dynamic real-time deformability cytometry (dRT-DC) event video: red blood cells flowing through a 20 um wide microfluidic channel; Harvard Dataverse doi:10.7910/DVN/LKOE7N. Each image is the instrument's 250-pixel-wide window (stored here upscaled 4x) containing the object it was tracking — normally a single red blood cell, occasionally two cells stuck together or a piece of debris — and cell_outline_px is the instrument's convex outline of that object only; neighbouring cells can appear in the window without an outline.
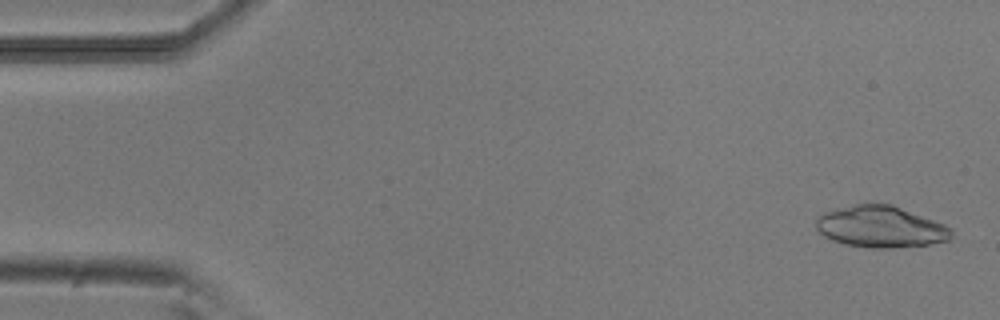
{"species": "common noctule bat (a hibernating species)", "species_latin": "Nyctalus noctula", "temperature_condition": "room temperature", "stored_images_in_passage": 52, "camera_frame_rate_fps": 3000, "um_per_image_px": 0.085, "animal": {"sex": "male", "body_mass_g": 20.5, "forearm_length_mm": 52.5}, "frame": {"image": 1, "passage_image": 2, "time_ms": 0.333, "image_size_px": [1000, 320], "cell_outline_px": [[952, 236], [948, 240], [928, 244], [892, 248], [872, 248], [844, 244], [832, 240], [824, 236], [816, 228], [816, 216], [824, 212], [836, 208], [856, 204], [892, 204], [944, 224], [952, 232]], "centroid_in_image_um": [74.81, 19.27], "position_along_channel_um": 10.2, "area_um2": 32.6}}